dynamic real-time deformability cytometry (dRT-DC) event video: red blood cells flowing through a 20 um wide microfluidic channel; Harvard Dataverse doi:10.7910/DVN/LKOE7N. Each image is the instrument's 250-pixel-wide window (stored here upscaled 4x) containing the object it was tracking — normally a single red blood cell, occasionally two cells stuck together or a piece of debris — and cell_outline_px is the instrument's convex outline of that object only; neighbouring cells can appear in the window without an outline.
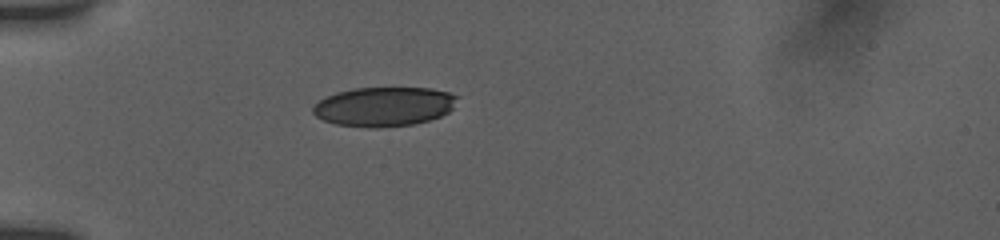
{"species": "human", "species_latin": "Homo sapiens", "temperature_condition": "room temperature", "stored_images_in_passage": 23, "camera_frame_rate_fps": 3000, "um_per_image_px": 0.085, "donor": {"sex": "female"}, "frame": {"image": 1, "passage_image": 1, "time_ms": 0.0, "image_size_px": [1000, 240], "cell_outline_px": [[460, 96], [452, 108], [448, 112], [440, 116], [428, 120], [412, 124], [380, 128], [372, 128], [336, 124], [324, 120], [316, 116], [312, 112], [312, 108], [320, 100], [336, 92], [352, 88], [432, 88], [448, 92]], "centroid_in_image_um": [32.65, 9.05], "position_along_channel_um": 52.3, "area_um2": 33.06}}
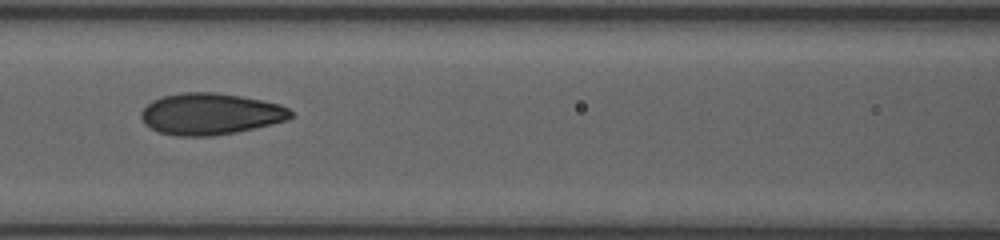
{"frame": {"image": 2, "passage_image": 16, "time_ms": 3.0, "image_size_px": [1000, 240], "cell_outline_px": [[292, 116], [288, 120], [272, 124], [236, 132], [212, 136], [176, 136], [160, 132], [144, 124], [140, 116], [140, 112], [152, 100], [164, 96], [180, 92], [216, 92], [240, 96], [280, 104], [288, 108], [292, 112]], "centroid_in_image_um": [17.87, 9.68], "position_along_channel_um": 148.7, "area_um2": 36.18}}
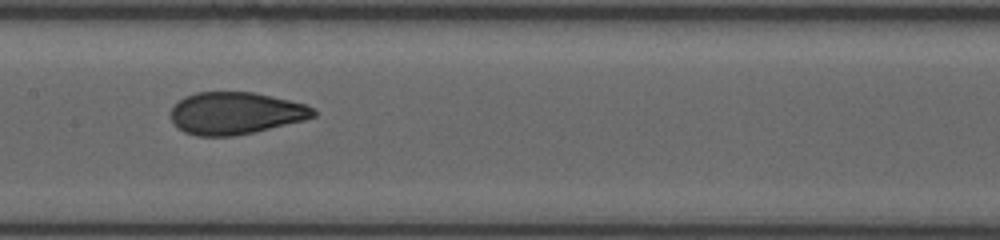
{"frame": {"image": 3, "passage_image": 22, "time_ms": 4.0, "image_size_px": [1000, 240], "cell_outline_px": [[316, 116], [304, 120], [236, 136], [196, 136], [184, 132], [176, 128], [172, 120], [172, 108], [184, 96], [196, 92], [252, 92], [288, 100], [304, 104], [312, 108], [316, 112]], "centroid_in_image_um": [19.99, 9.63], "position_along_channel_um": 187.4, "area_um2": 34.85}}